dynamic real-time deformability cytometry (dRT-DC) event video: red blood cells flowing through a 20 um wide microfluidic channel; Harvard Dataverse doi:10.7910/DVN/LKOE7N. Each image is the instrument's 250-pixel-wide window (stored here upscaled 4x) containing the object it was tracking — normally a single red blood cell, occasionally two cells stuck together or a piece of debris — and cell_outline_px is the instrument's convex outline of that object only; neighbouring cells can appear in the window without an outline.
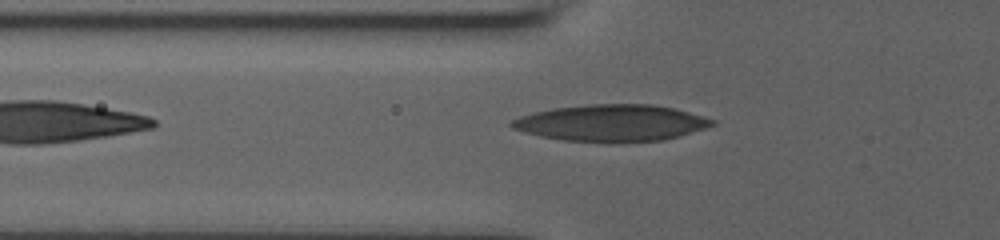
{"species": "human", "species_latin": "Homo sapiens", "temperature_condition": "room temperature", "stored_images_in_passage": 5, "camera_frame_rate_fps": 3000, "um_per_image_px": 0.085, "donor": {"sex": "male"}, "frame": {"image": 1, "passage_image": 5, "time_ms": 2.333, "image_size_px": [1000, 240], "cell_outline_px": [[716, 124], [704, 128], [664, 140], [564, 140], [540, 136], [524, 132], [512, 128], [508, 124], [512, 120], [520, 116], [532, 112], [552, 108], [588, 104], [652, 104], [672, 108], [688, 112], [716, 120]], "centroid_in_image_um": [51.92, 10.41], "position_along_channel_um": 73.9, "area_um2": 41.85}}